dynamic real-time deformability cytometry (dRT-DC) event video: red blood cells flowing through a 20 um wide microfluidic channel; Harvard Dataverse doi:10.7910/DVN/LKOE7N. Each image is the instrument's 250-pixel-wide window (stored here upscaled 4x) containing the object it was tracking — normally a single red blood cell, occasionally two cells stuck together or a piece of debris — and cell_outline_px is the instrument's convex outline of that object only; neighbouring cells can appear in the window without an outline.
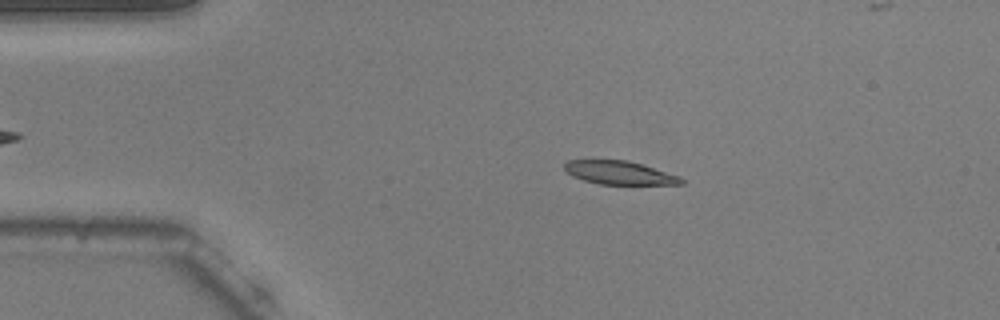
{"species": "common noctule bat (a hibernating species)", "species_latin": "Nyctalus noctula", "temperature_condition": "warm", "stored_images_in_passage": 14, "camera_frame_rate_fps": 3000, "um_per_image_px": 0.085, "animal": {"sex": "male", "body_mass_g": 20.5, "forearm_length_mm": 52.5}, "frame": {"image": 1, "passage_image": 10, "time_ms": 3.0, "image_size_px": [1000, 320], "cell_outline_px": [[684, 184], [600, 184], [584, 180], [572, 176], [564, 168], [564, 164], [568, 160], [628, 160], [680, 176], [684, 180]], "centroid_in_image_um": [52.65, 14.68], "position_along_channel_um": 32.3, "area_um2": 15.78}}